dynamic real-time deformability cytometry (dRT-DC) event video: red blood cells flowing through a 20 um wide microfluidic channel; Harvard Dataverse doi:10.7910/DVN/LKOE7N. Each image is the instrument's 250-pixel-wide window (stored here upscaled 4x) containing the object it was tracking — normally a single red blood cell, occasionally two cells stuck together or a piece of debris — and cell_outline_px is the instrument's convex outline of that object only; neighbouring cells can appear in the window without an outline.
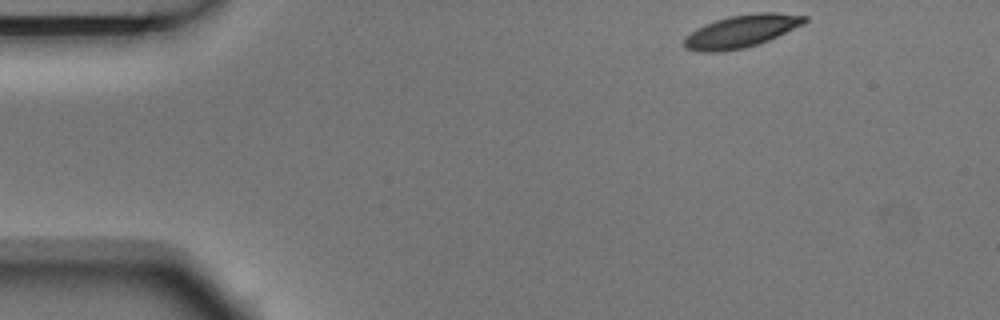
{"species": "Egyptian fruit bat (a non-hibernating species)", "species_latin": "Rousettus aegyptiacus", "temperature_condition": "room temperature", "stored_images_in_passage": 5, "camera_frame_rate_fps": 3000, "um_per_image_px": 0.085, "animal": {"sex": "male"}, "frame": {"image": 1, "passage_image": 1, "time_ms": 0.0, "image_size_px": [1000, 320], "cell_outline_px": [[808, 20], [804, 24], [768, 40], [744, 48], [720, 52], [700, 52], [684, 48], [684, 36], [696, 28], [704, 24], [728, 16], [756, 12], [776, 12], [808, 16]], "centroid_in_image_um": [62.99, 2.64], "position_along_channel_um": 22.0, "area_um2": 23.0}}
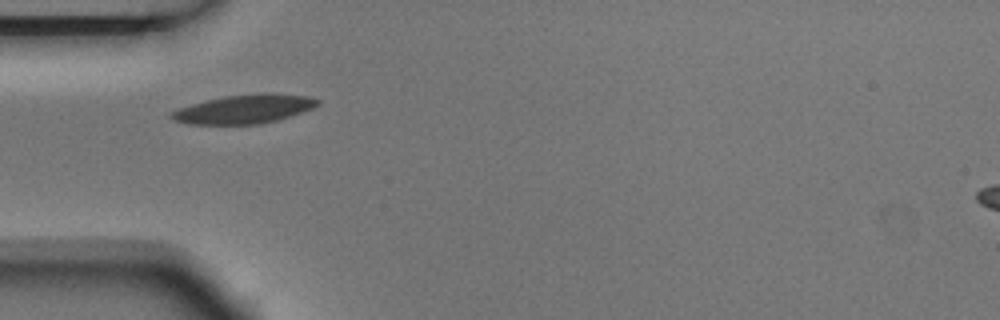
{"frame": {"image": 2, "passage_image": 4, "time_ms": 1.0, "image_size_px": [1000, 320], "cell_outline_px": [[320, 104], [312, 108], [276, 120], [260, 124], [188, 124], [176, 120], [168, 116], [168, 112], [176, 108], [224, 96], [260, 92], [272, 92], [308, 96], [320, 100]], "centroid_in_image_um": [20.74, 9.25], "position_along_channel_um": 64.3, "area_um2": 24.68}}
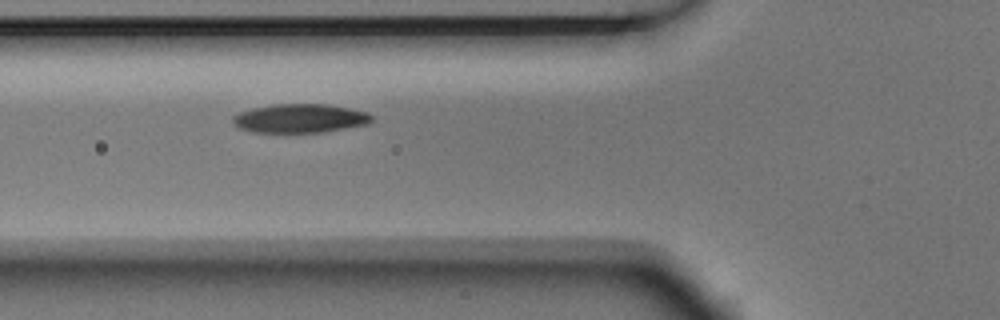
{"frame": {"image": 3, "passage_image": 5, "time_ms": 1.333, "image_size_px": [1000, 320], "cell_outline_px": [[372, 120], [368, 124], [324, 132], [252, 132], [240, 128], [232, 120], [232, 116], [240, 112], [252, 108], [272, 104], [328, 104], [368, 112], [372, 116]], "centroid_in_image_um": [25.51, 10.05], "position_along_channel_um": 100.3, "area_um2": 23.29}}